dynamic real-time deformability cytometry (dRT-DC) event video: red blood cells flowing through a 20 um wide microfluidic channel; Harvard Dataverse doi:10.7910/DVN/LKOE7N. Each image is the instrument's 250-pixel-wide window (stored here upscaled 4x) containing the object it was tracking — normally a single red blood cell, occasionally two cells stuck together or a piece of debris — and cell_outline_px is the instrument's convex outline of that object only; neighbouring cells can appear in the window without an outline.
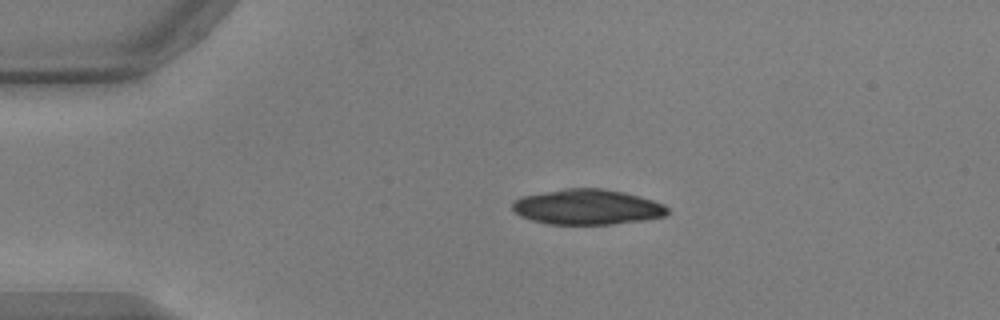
{"species": "common noctule bat (a hibernating species)", "species_latin": "Nyctalus noctula", "temperature_condition": "warm", "stored_images_in_passage": 43, "camera_frame_rate_fps": 3000, "um_per_image_px": 0.085, "animal": {"sex": "male", "body_mass_g": 17.9, "forearm_length_mm": 54.2}, "frame": {"image": 1, "passage_image": 1, "time_ms": 0.0, "image_size_px": [1000, 320], "cell_outline_px": [[668, 216], [644, 220], [612, 224], [548, 224], [532, 220], [520, 216], [512, 208], [512, 200], [520, 196], [564, 188], [604, 188], [624, 192], [640, 196], [664, 204], [668, 208]], "centroid_in_image_um": [49.92, 17.58], "position_along_channel_um": 35.1, "area_um2": 32.19}}
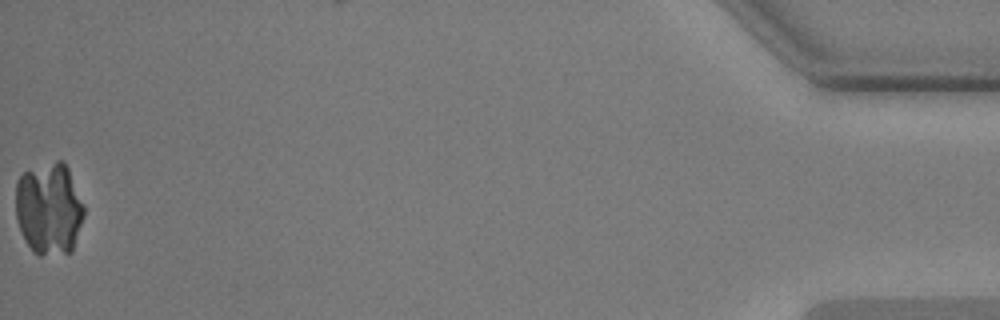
{"frame": {"image": 2, "passage_image": 43, "time_ms": 14.0, "image_size_px": [1000, 320], "cell_outline_px": [[84, 216], [72, 252], [40, 256], [32, 252], [24, 240], [16, 220], [16, 180], [24, 172], [56, 160], [64, 160], [68, 168], [84, 204]], "centroid_in_image_um": [4.16, 17.76], "position_along_channel_um": 431.0, "area_um2": 37.17}}